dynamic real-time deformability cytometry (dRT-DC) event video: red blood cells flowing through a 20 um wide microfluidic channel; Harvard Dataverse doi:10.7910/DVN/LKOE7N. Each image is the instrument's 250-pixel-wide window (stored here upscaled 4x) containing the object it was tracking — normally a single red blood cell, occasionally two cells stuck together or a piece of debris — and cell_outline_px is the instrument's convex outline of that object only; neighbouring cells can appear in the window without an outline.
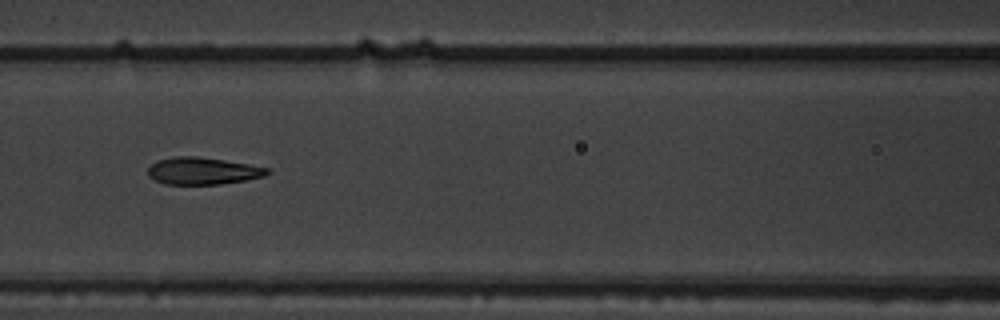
{"species": "common noctule bat (a hibernating species)", "species_latin": "Nyctalus noctula", "temperature_condition": "warm", "stored_images_in_passage": 7, "camera_frame_rate_fps": 3000, "um_per_image_px": 0.085, "animal": {"sex": "male", "body_mass_g": 19.5, "forearm_length_mm": 54.6}, "frame": {"image": 1, "passage_image": 6, "time_ms": 1.667, "image_size_px": [1000, 320], "cell_outline_px": [[272, 172], [264, 176], [244, 180], [220, 184], [164, 184], [148, 176], [148, 168], [156, 160], [176, 156], [196, 156], [224, 160], [248, 164], [268, 168]], "centroid_in_image_um": [17.22, 14.52], "position_along_channel_um": 149.4, "area_um2": 18.79}}
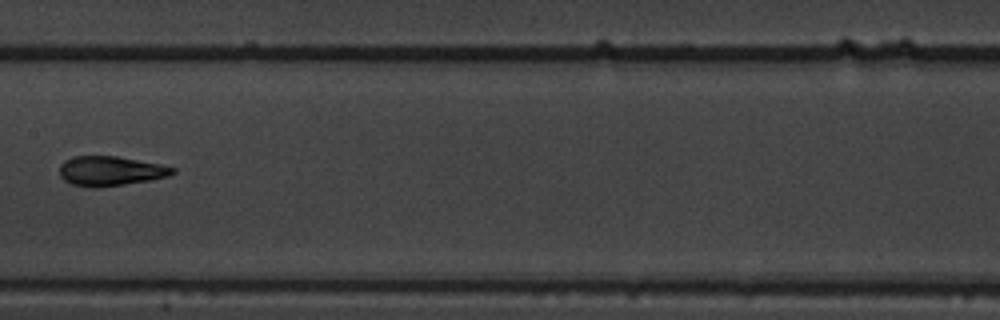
{"frame": {"image": 2, "passage_image": 7, "time_ms": 2.0, "image_size_px": [1000, 320], "cell_outline_px": [[176, 172], [168, 176], [148, 180], [124, 184], [96, 188], [92, 188], [72, 184], [64, 180], [60, 176], [60, 164], [64, 160], [72, 156], [116, 156], [160, 164], [176, 168]], "centroid_in_image_um": [9.36, 14.53], "position_along_channel_um": 198.0, "area_um2": 19.48}}